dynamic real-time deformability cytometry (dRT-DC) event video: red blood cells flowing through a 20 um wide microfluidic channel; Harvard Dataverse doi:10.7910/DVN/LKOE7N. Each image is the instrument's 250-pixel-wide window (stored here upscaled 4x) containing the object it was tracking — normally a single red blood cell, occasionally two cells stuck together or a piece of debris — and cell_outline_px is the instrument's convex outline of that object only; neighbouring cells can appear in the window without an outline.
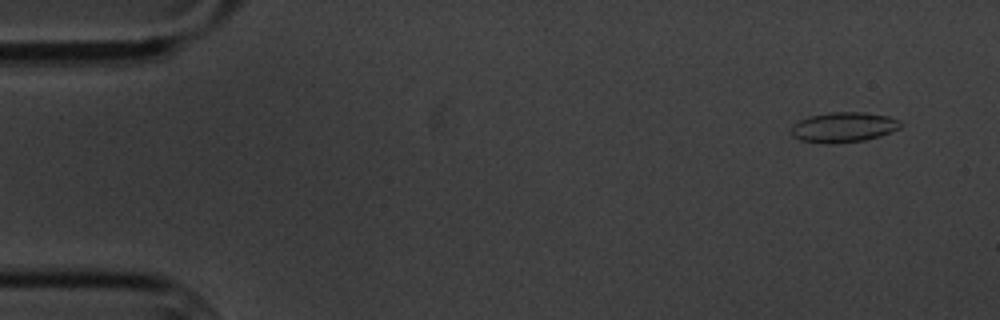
{"species": "common noctule bat (a hibernating species)", "species_latin": "Nyctalus noctula", "temperature_condition": "cold", "stored_images_in_passage": 6, "camera_frame_rate_fps": 3000, "um_per_image_px": 0.085, "animal": {"sex": "male", "body_mass_g": 20.1, "forearm_length_mm": 53.5}, "frame": {"image": 1, "passage_image": 1, "time_ms": 0.0, "image_size_px": [1000, 320], "cell_outline_px": [[904, 124], [900, 128], [880, 136], [864, 140], [836, 144], [824, 144], [800, 140], [792, 136], [792, 124], [808, 116], [828, 112], [864, 112], [888, 116], [900, 120]], "centroid_in_image_um": [71.7, 10.81], "position_along_channel_um": 13.3, "area_um2": 19.48}}